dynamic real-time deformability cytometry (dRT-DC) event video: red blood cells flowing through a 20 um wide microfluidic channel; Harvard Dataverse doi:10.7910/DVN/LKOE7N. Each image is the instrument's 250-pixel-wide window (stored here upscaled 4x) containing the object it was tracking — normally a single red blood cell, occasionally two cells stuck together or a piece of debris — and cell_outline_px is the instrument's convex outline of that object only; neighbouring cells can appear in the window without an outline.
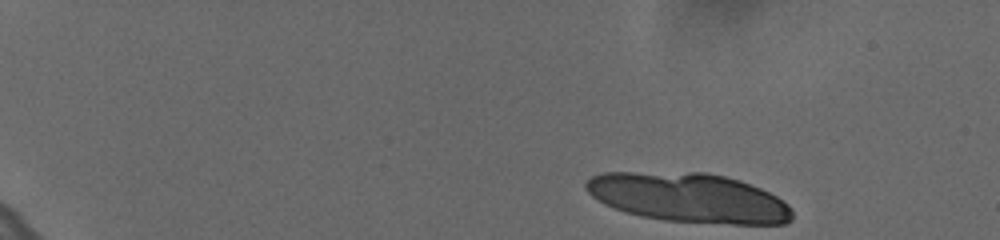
{"species": "human", "species_latin": "Homo sapiens", "temperature_condition": "cold", "stored_images_in_passage": 15, "camera_frame_rate_fps": 3000, "um_per_image_px": 0.085, "donor": {"sex": "female"}, "frame": {"image": 1, "passage_image": 1, "time_ms": 0.0, "image_size_px": [1000, 240], "cell_outline_px": [[792, 220], [784, 224], [732, 224], [664, 220], [640, 216], [624, 212], [604, 204], [592, 196], [584, 188], [584, 184], [592, 176], [604, 172], [708, 172], [740, 180], [760, 188], [776, 196], [788, 204], [792, 208]], "centroid_in_image_um": [58.54, 16.8], "position_along_channel_um": 26.5, "area_um2": 59.59}}